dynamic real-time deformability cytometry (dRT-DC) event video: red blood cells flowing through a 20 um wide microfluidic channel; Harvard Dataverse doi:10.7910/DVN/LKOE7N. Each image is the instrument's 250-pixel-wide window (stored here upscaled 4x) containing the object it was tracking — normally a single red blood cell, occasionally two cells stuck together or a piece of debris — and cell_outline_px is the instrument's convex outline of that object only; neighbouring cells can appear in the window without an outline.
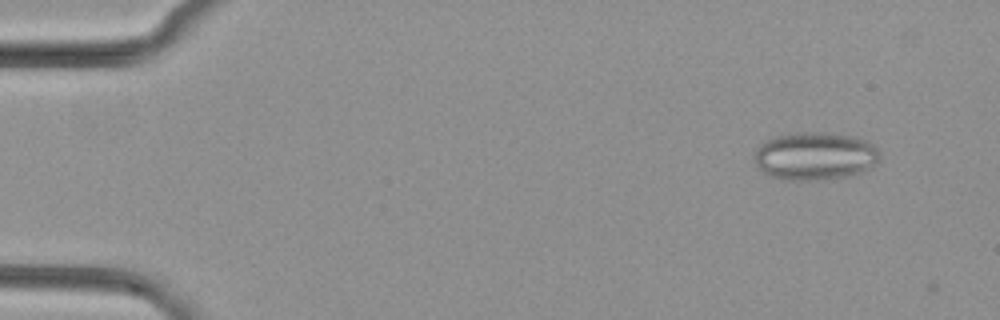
{"species": "common noctule bat (a hibernating species)", "species_latin": "Nyctalus noctula", "temperature_condition": "cold", "stored_images_in_passage": 3, "camera_frame_rate_fps": 3000, "um_per_image_px": 0.085, "animal": {"sex": "female", "body_mass_g": 29.2, "forearm_length_mm": 56.3}, "frame": {"image": 1, "passage_image": 2, "time_ms": 0.333, "image_size_px": [1000, 320], "cell_outline_px": [[880, 160], [872, 168], [848, 176], [816, 180], [784, 180], [772, 176], [764, 172], [756, 164], [756, 148], [764, 140], [776, 136], [796, 132], [824, 132], [852, 136], [864, 140], [872, 144], [876, 148]], "centroid_in_image_um": [69.28, 13.26], "position_along_channel_um": 15.7, "area_um2": 34.97}}